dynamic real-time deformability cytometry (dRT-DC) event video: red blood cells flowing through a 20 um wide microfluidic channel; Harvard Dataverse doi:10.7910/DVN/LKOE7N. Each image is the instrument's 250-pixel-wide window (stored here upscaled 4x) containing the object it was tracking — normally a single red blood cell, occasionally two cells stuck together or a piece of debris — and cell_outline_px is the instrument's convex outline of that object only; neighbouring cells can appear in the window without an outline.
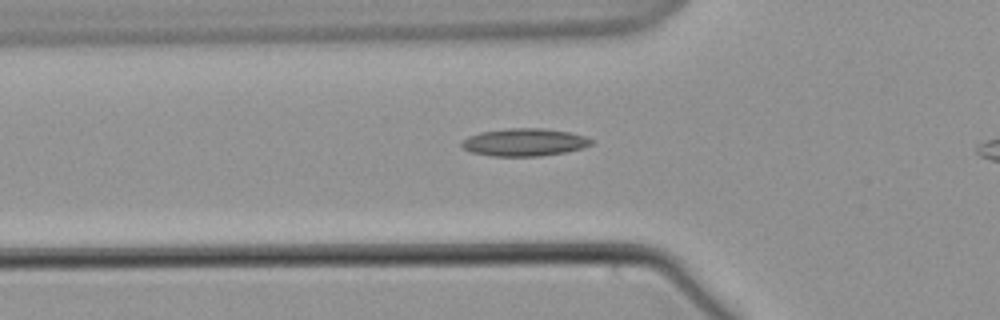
{"species": "common noctule bat (a hibernating species)", "species_latin": "Nyctalus noctula", "temperature_condition": "warm", "stored_images_in_passage": 33, "camera_frame_rate_fps": 3000, "um_per_image_px": 0.085, "animal": {"sex": "male", "body_mass_g": 21.5, "forearm_length_mm": 52.0}, "frame": {"image": 1, "passage_image": 2, "time_ms": 0.333, "image_size_px": [1000, 320], "cell_outline_px": [[592, 144], [580, 148], [564, 152], [540, 156], [492, 156], [472, 152], [464, 148], [460, 144], [468, 136], [480, 132], [508, 128], [540, 128], [568, 132], [584, 136], [592, 140]], "centroid_in_image_um": [44.54, 12.09], "position_along_channel_um": 81.3, "area_um2": 20.58}}
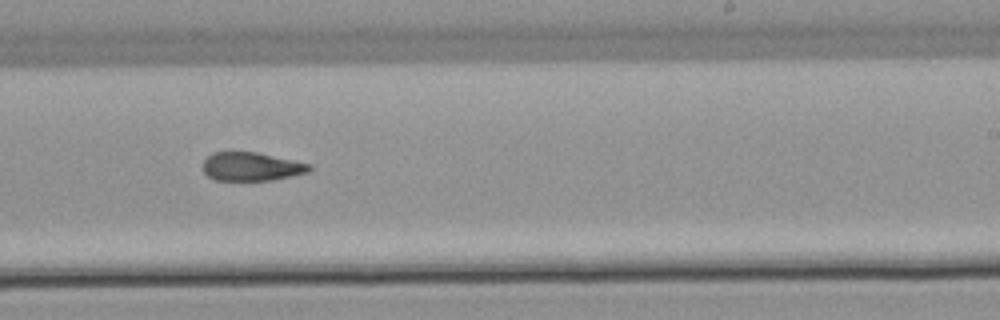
{"frame": {"image": 2, "passage_image": 18, "time_ms": 5.667, "image_size_px": [1000, 320], "cell_outline_px": [[312, 168], [308, 172], [272, 180], [216, 180], [208, 176], [204, 172], [204, 160], [212, 152], [256, 152], [312, 164]], "centroid_in_image_um": [21.38, 14.15], "position_along_channel_um": 267.6, "area_um2": 17.57}}
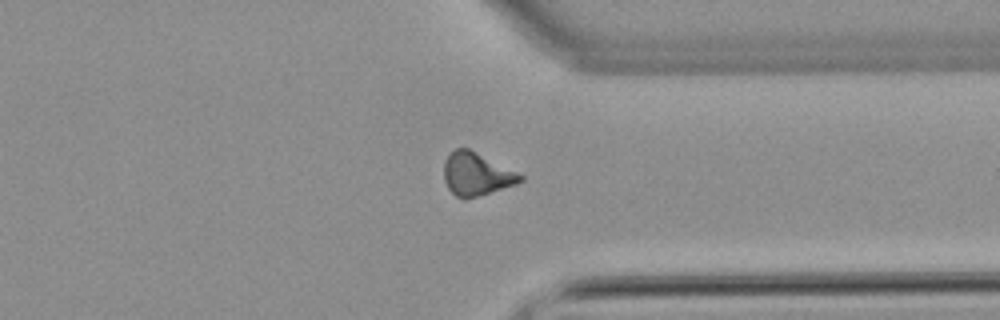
{"frame": {"image": 3, "passage_image": 27, "time_ms": 8.667, "image_size_px": [1000, 320], "cell_outline_px": [[524, 180], [516, 184], [464, 200], [456, 196], [448, 188], [444, 180], [444, 164], [448, 156], [456, 148], [468, 148], [524, 176]], "centroid_in_image_um": [40.48, 14.82], "position_along_channel_um": 370.9, "area_um2": 18.73}}